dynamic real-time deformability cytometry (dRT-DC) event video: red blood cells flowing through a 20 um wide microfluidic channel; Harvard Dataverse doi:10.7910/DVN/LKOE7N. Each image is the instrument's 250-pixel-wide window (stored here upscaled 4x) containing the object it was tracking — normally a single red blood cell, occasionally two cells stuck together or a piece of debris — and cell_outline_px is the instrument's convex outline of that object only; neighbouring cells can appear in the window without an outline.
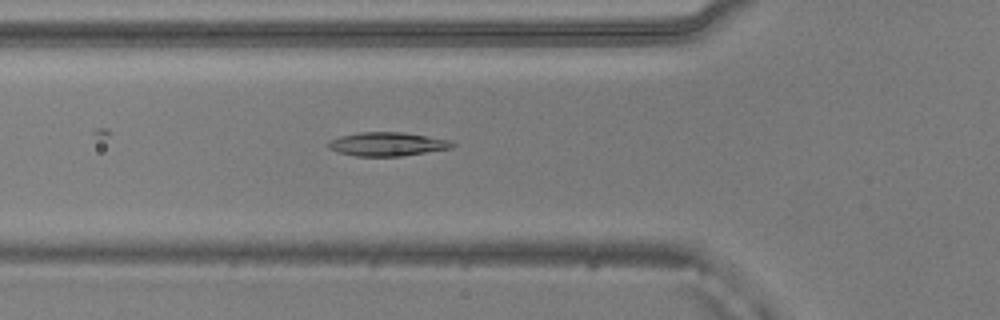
{"species": "common noctule bat (a hibernating species)", "species_latin": "Nyctalus noctula", "temperature_condition": "warm", "stored_images_in_passage": 51, "camera_frame_rate_fps": 3000, "um_per_image_px": 0.085, "animal": {"sex": "male", "body_mass_g": 20.5, "forearm_length_mm": 52.5}, "frame": {"image": 1, "passage_image": 17, "time_ms": 5.333, "image_size_px": [1000, 320], "cell_outline_px": [[456, 144], [452, 148], [400, 156], [356, 156], [340, 152], [328, 148], [328, 144], [332, 140], [340, 136], [360, 132], [400, 132], [448, 140]], "centroid_in_image_um": [32.91, 12.25], "position_along_channel_um": 92.9, "area_um2": 16.76}}
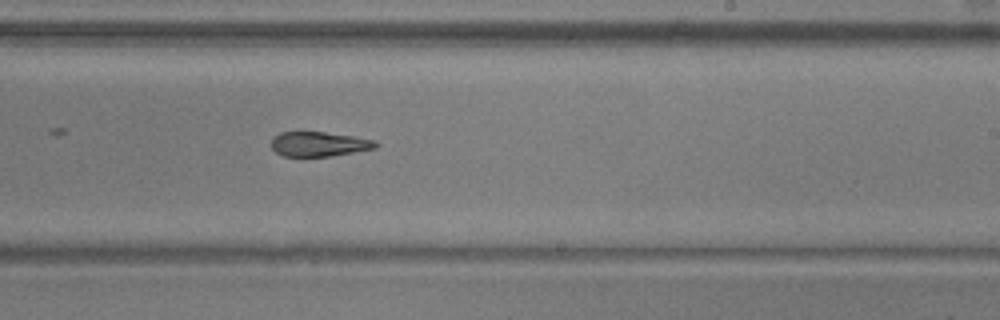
{"frame": {"image": 2, "passage_image": 30, "time_ms": 9.667, "image_size_px": [1000, 320], "cell_outline_px": [[380, 144], [376, 148], [328, 156], [284, 156], [276, 152], [272, 148], [272, 140], [280, 132], [324, 132], [352, 136], [372, 140]], "centroid_in_image_um": [27.11, 12.24], "position_along_channel_um": 261.9, "area_um2": 14.68}}
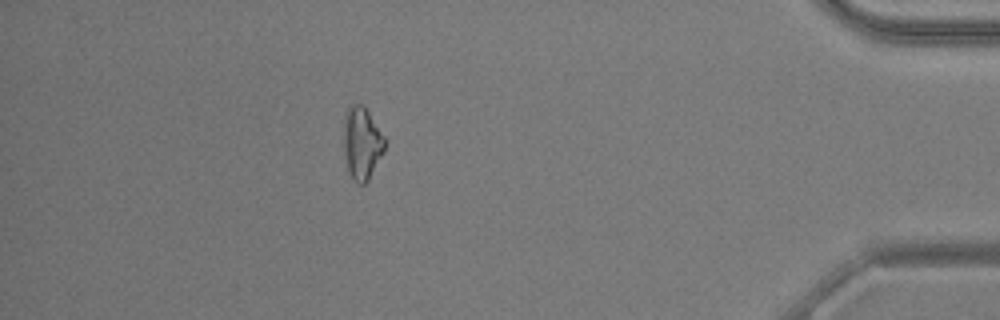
{"frame": {"image": 3, "passage_image": 45, "time_ms": 14.667, "image_size_px": [1000, 320], "cell_outline_px": [[388, 140], [384, 152], [368, 180], [364, 184], [356, 184], [348, 172], [344, 156], [344, 112], [352, 104], [364, 104]], "centroid_in_image_um": [30.78, 12.15], "position_along_channel_um": 404.4, "area_um2": 17.92}, "authors_computed_cell_mechanics": {"area_um2": 17.051, "velocity_mm_per_s": 3.885, "shape_relaxation_time_tau1_ms": null, "shape_relaxation_time_tau2_ms": 6.3053, "deformation_change_tau1": null, "deformation_change_tau2": 0.1423}}